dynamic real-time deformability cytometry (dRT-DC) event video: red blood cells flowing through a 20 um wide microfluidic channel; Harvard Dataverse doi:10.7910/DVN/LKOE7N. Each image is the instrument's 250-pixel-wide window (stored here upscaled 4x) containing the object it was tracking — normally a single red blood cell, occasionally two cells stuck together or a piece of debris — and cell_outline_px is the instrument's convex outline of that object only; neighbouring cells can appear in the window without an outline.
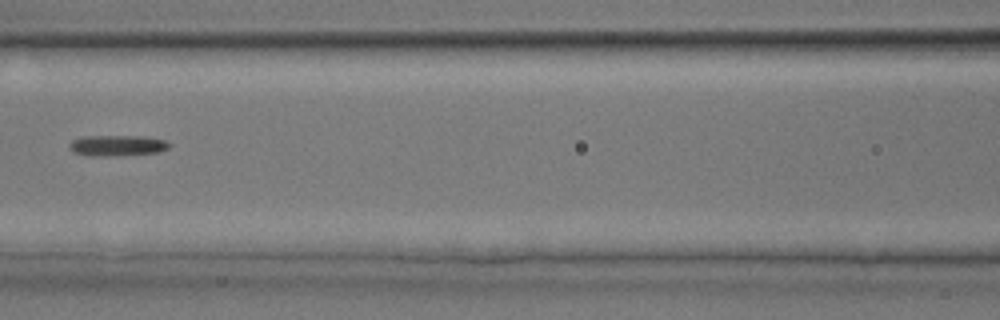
{"species": "common noctule bat (a hibernating species)", "species_latin": "Nyctalus noctula", "temperature_condition": "room temperature", "stored_images_in_passage": 33, "segment_of_instrument_passage": [2, 2], "camera_frame_rate_fps": 3000, "um_per_image_px": 0.085, "animal": {"sex": "male", "body_mass_g": 17.9, "forearm_length_mm": 54.2}, "frame": {"image": 1, "passage_image": 14, "time_ms": 4.333, "image_size_px": [1000, 320], "cell_outline_px": [[172, 144], [168, 148], [160, 152], [92, 156], [76, 152], [68, 148], [68, 144], [72, 140], [84, 136], [140, 136], [164, 140]], "centroid_in_image_um": [9.95, 12.35], "position_along_channel_um": 156.6, "area_um2": 11.79}}
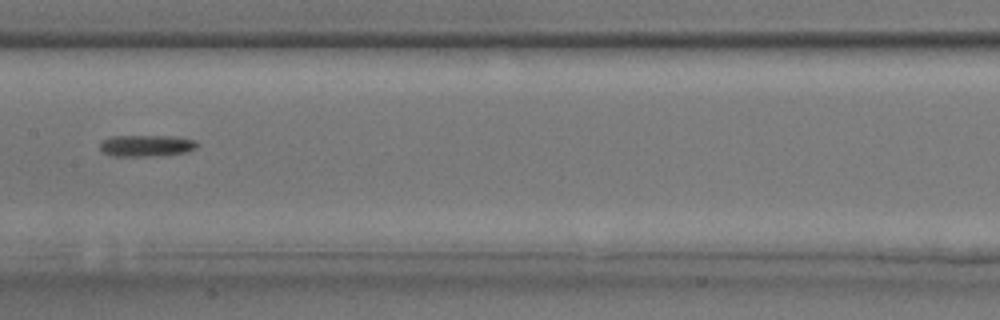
{"frame": {"image": 2, "passage_image": 16, "time_ms": 5.0, "image_size_px": [1000, 320], "cell_outline_px": [[200, 144], [196, 148], [184, 152], [148, 156], [112, 156], [100, 152], [100, 144], [104, 140], [112, 136], [176, 136], [196, 140]], "centroid_in_image_um": [12.44, 12.37], "position_along_channel_um": 195.0, "area_um2": 12.2}}
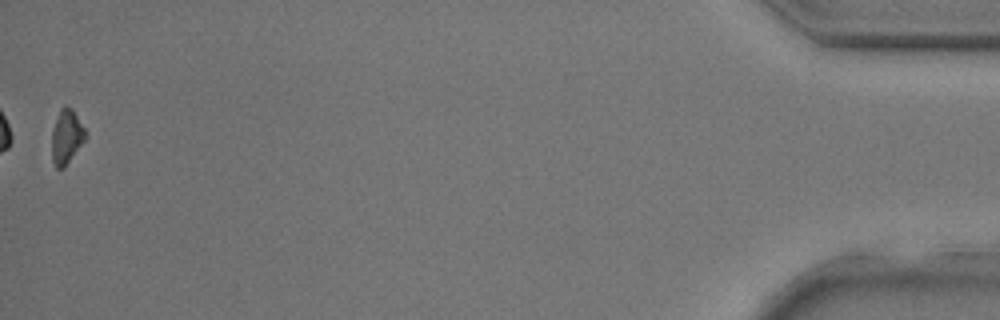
{"frame": {"image": 3, "passage_image": 33, "time_ms": 10.667, "image_size_px": [1000, 320], "cell_outline_px": [[88, 136], [64, 168], [56, 168], [52, 160], [52, 132], [60, 108], [64, 104], [72, 108], [84, 128]], "centroid_in_image_um": [5.66, 11.62], "position_along_channel_um": 429.5, "area_um2": 10.64}}